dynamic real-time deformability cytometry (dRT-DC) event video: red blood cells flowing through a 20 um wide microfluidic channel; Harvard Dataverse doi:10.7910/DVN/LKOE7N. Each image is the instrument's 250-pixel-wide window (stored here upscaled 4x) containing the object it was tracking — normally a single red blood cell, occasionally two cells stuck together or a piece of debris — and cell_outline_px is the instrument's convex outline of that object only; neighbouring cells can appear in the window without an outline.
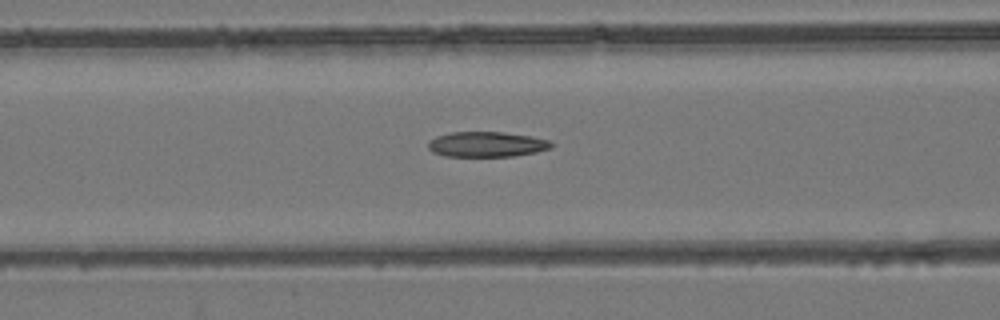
{"species": "common noctule bat (a hibernating species)", "species_latin": "Nyctalus noctula", "temperature_condition": "room temperature", "stored_images_in_passage": 30, "camera_frame_rate_fps": 3000, "um_per_image_px": 0.085, "animal": {"sex": "female", "body_mass_g": 24.6, "forearm_length_mm": 56.2}, "frame": {"image": 1, "passage_image": 8, "time_ms": 2.333, "image_size_px": [1000, 320], "cell_outline_px": [[556, 144], [552, 148], [536, 152], [512, 156], [444, 156], [432, 152], [428, 148], [428, 140], [436, 136], [448, 132], [504, 132], [532, 136], [548, 140]], "centroid_in_image_um": [41.37, 12.26], "position_along_channel_um": 125.2, "area_um2": 18.32}}
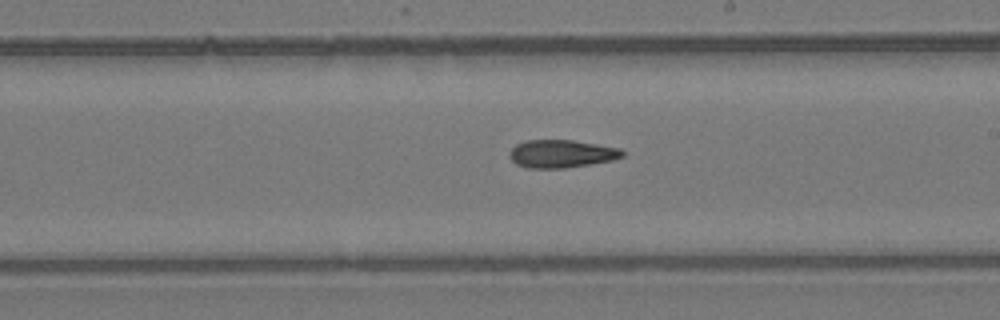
{"frame": {"image": 2, "passage_image": 17, "time_ms": 5.333, "image_size_px": [1000, 320], "cell_outline_px": [[624, 156], [612, 160], [564, 168], [528, 168], [516, 164], [512, 160], [508, 152], [516, 144], [528, 140], [572, 140], [620, 148], [624, 152]], "centroid_in_image_um": [47.71, 13.07], "position_along_channel_um": 241.3, "area_um2": 18.21}}
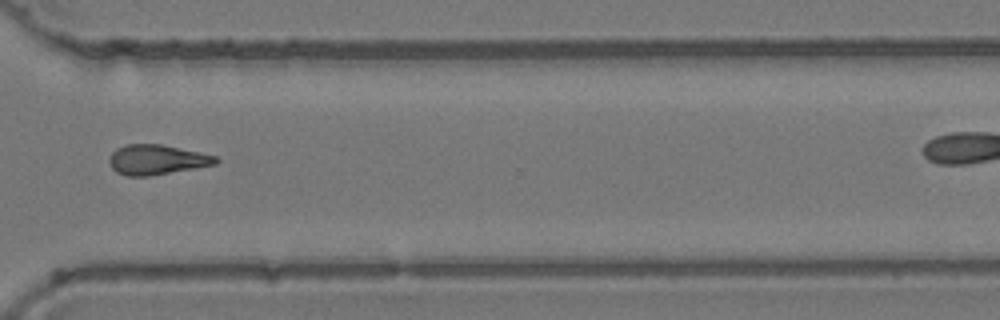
{"frame": {"image": 3, "passage_image": 26, "time_ms": 8.333, "image_size_px": [1000, 320], "cell_outline_px": [[220, 160], [216, 164], [196, 168], [148, 176], [128, 176], [116, 172], [112, 168], [108, 160], [112, 152], [116, 148], [128, 144], [160, 144], [200, 152], [216, 156]], "centroid_in_image_um": [13.32, 13.57], "position_along_channel_um": 357.3, "area_um2": 18.55}}